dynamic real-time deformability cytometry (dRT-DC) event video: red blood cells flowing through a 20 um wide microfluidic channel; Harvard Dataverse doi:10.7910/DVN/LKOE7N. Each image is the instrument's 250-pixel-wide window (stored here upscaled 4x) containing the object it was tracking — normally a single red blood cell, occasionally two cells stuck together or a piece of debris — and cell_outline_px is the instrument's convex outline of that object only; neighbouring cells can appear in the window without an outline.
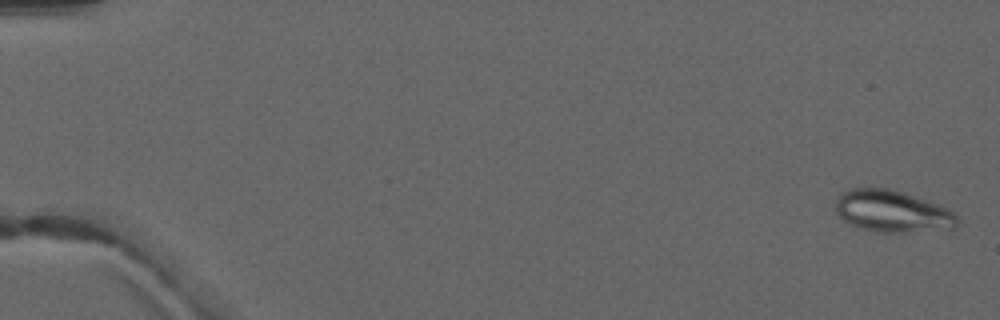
{"species": "common noctule bat (a hibernating species)", "species_latin": "Nyctalus noctula", "temperature_condition": "warm", "stored_images_in_passage": 5, "camera_frame_rate_fps": 3000, "um_per_image_px": 0.085, "animal": {"sex": "male", "forearm_length_mm": 52.5}, "frame": {"image": 1, "passage_image": 1, "time_ms": 0.0, "image_size_px": [1000, 320], "cell_outline_px": [[956, 224], [952, 228], [904, 232], [876, 232], [852, 224], [844, 220], [836, 212], [836, 200], [840, 192], [852, 188], [888, 188], [904, 192], [940, 204], [956, 212]], "centroid_in_image_um": [75.85, 17.93], "position_along_channel_um": 9.2, "area_um2": 29.54}}